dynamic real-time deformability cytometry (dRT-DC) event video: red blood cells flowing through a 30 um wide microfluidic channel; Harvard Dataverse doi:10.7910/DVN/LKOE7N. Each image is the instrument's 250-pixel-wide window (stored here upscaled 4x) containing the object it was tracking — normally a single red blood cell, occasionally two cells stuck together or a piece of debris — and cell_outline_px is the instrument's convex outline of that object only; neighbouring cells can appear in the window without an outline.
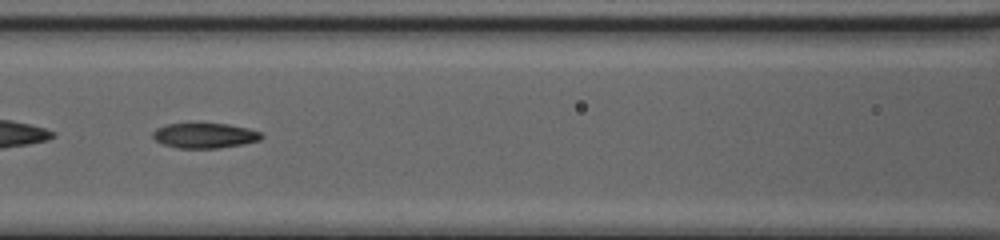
{"species": "common noctule bat (a hibernating species)", "species_latin": "Nyctalus noctula", "temperature_condition": "cold", "stored_images_in_passage": 53, "segment_of_instrument_passage": [2, 2], "camera_frame_rate_fps": 3000, "um_per_image_px": 0.085, "animal": {"sex": "female", "body_mass_g": 20.0, "forearm_length_mm": 54.0}, "frame": {"image": 1, "passage_image": 27, "time_ms": 8.667, "image_size_px": [1000, 240], "cell_outline_px": [[264, 136], [260, 140], [244, 144], [220, 148], [176, 148], [164, 144], [156, 140], [152, 136], [152, 132], [156, 128], [164, 124], [196, 120], [228, 124], [248, 128], [260, 132]], "centroid_in_image_um": [17.36, 11.47], "position_along_channel_um": 149.2, "area_um2": 16.82}}
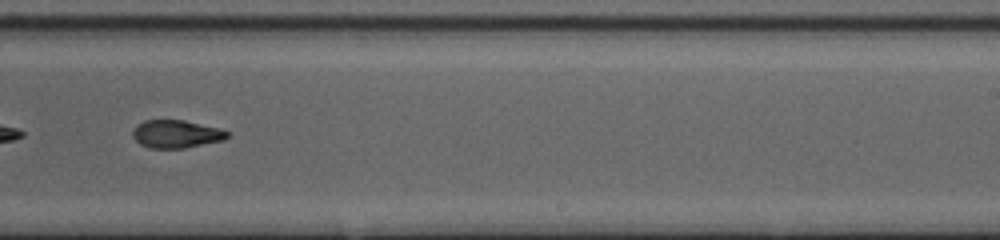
{"frame": {"image": 2, "passage_image": 36, "time_ms": 11.667, "image_size_px": [1000, 240], "cell_outline_px": [[228, 136], [224, 140], [184, 148], [148, 148], [140, 144], [132, 136], [132, 132], [136, 124], [144, 120], [184, 120], [220, 128], [228, 132]], "centroid_in_image_um": [14.95, 11.38], "position_along_channel_um": 274.0, "area_um2": 15.43}}
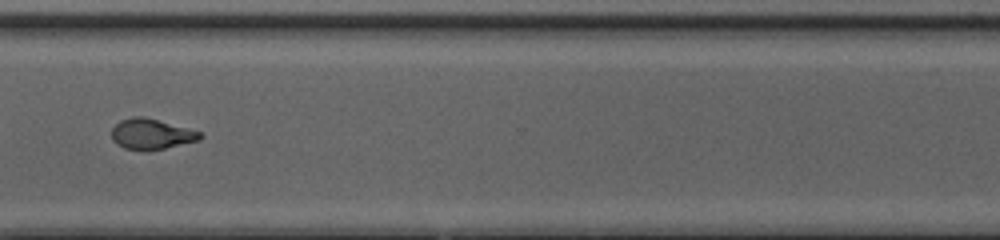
{"frame": {"image": 3, "passage_image": 42, "time_ms": 13.667, "image_size_px": [1000, 240], "cell_outline_px": [[204, 136], [200, 140], [164, 148], [144, 152], [124, 148], [116, 144], [112, 140], [112, 128], [120, 120], [132, 116], [144, 116], [188, 128], [200, 132]], "centroid_in_image_um": [12.84, 11.4], "position_along_channel_um": 357.8, "area_um2": 15.95}}